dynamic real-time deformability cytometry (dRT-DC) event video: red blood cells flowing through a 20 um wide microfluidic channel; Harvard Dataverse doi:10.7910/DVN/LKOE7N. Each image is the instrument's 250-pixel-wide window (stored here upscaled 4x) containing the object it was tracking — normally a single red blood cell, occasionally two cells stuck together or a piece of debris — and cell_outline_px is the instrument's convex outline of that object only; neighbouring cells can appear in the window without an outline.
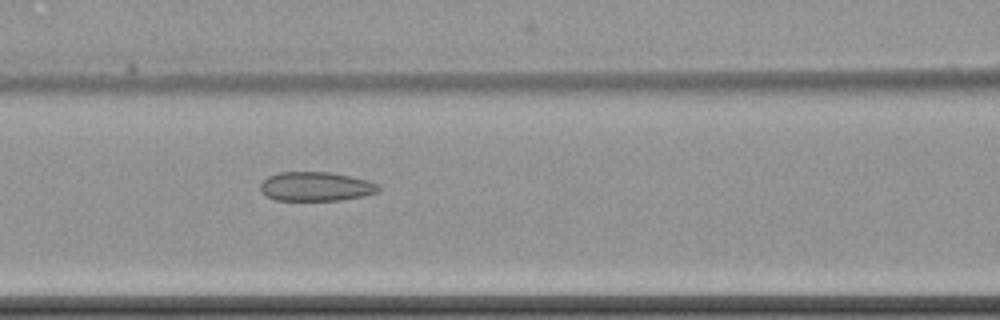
{"species": "common noctule bat (a hibernating species)", "species_latin": "Nyctalus noctula", "temperature_condition": "cold", "stored_images_in_passage": 3, "camera_frame_rate_fps": 3000, "um_per_image_px": 0.085, "animal": {"sex": "female", "body_mass_g": 22.7, "forearm_length_mm": 54.2}, "frame": {"image": 1, "passage_image": 3, "time_ms": 2.333, "image_size_px": [1000, 320], "cell_outline_px": [[380, 192], [364, 196], [340, 200], [276, 200], [264, 196], [260, 192], [260, 184], [268, 176], [280, 172], [332, 172], [368, 180], [380, 184]], "centroid_in_image_um": [26.87, 15.85], "position_along_channel_um": 139.7, "area_um2": 20.35}}